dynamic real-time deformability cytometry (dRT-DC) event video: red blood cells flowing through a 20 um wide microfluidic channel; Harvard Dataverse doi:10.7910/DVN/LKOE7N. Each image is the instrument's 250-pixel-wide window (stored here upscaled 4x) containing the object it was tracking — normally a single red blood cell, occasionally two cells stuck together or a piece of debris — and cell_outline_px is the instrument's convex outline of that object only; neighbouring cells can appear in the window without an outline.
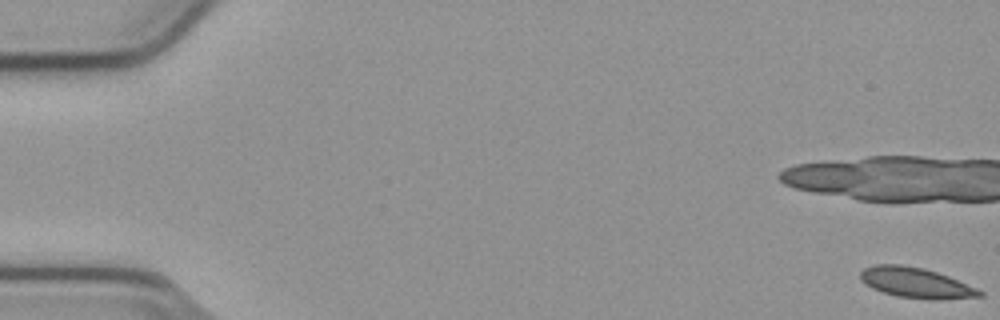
{"species": "common noctule bat (a hibernating species)", "species_latin": "Nyctalus noctula", "temperature_condition": "cold", "stored_images_in_passage": 21, "camera_frame_rate_fps": 3000, "um_per_image_px": 0.085, "animal": {"sex": "male", "body_mass_g": 23.1, "forearm_length_mm": 52.7}, "frame": {"image": 1, "passage_image": 1, "time_ms": 0.0, "image_size_px": [1000, 320], "cell_outline_px": [[984, 296], [940, 300], [932, 300], [896, 296], [872, 288], [860, 280], [860, 272], [864, 268], [876, 264], [900, 264], [924, 268], [948, 276], [976, 288], [984, 292]], "centroid_in_image_um": [77.85, 24.04], "position_along_channel_um": 7.1, "area_um2": 21.1}}